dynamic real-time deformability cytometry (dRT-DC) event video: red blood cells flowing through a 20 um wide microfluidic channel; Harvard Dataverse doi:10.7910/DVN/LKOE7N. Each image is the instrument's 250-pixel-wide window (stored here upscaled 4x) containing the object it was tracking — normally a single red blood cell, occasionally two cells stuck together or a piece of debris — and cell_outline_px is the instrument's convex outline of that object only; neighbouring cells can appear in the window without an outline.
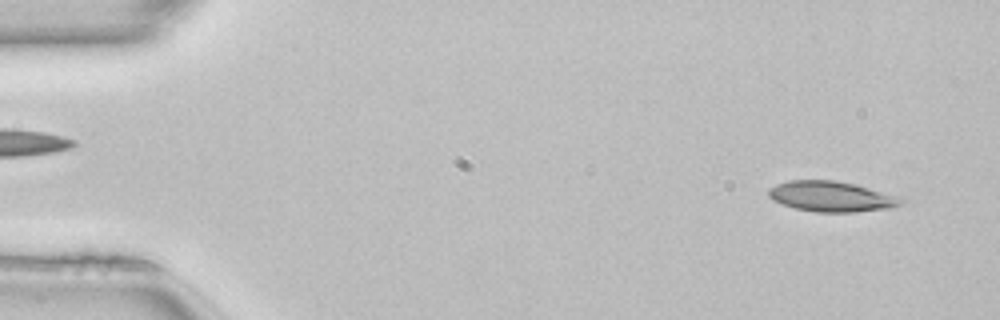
{"species": "common noctule bat (a hibernating species)", "species_latin": "Nyctalus noctula", "temperature_condition": "room temperature", "stored_images_in_passage": 10, "camera_frame_rate_fps": 3000, "um_per_image_px": 0.085, "animal": {"sex": "female", "body_mass_g": 22.7, "forearm_length_mm": 54.2}, "frame": {"image": 1, "passage_image": 2, "time_ms": 0.333, "image_size_px": [1000, 320], "cell_outline_px": [[908, 200], [892, 208], [856, 212], [816, 212], [796, 208], [772, 200], [768, 196], [768, 188], [776, 184], [792, 180], [836, 180], [856, 184], [900, 196]], "centroid_in_image_um": [70.72, 16.7], "position_along_channel_um": 14.3, "area_um2": 23.76}}